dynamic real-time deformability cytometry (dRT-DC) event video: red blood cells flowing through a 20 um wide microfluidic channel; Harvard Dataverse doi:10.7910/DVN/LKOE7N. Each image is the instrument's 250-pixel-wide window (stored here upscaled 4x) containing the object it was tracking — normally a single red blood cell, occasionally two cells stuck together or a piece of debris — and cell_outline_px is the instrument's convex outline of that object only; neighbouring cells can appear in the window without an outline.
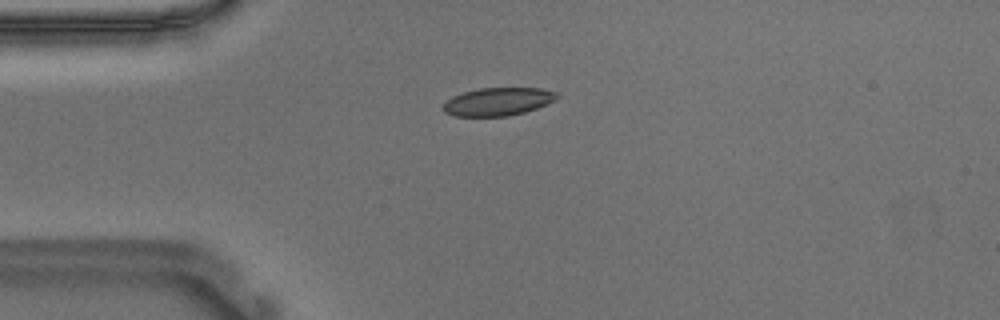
{"species": "Egyptian fruit bat (a non-hibernating species)", "species_latin": "Rousettus aegyptiacus", "temperature_condition": "warm", "stored_images_in_passage": 42, "camera_frame_rate_fps": 3000, "um_per_image_px": 0.085, "animal": {"sex": "male"}, "frame": {"image": 1, "passage_image": 1, "time_ms": 0.0, "image_size_px": [1000, 320], "cell_outline_px": [[560, 96], [556, 100], [536, 108], [524, 112], [508, 116], [456, 116], [444, 112], [440, 108], [452, 96], [464, 92], [480, 88], [540, 88], [556, 92]], "centroid_in_image_um": [42.32, 8.64], "position_along_channel_um": 42.7, "area_um2": 18.55}}
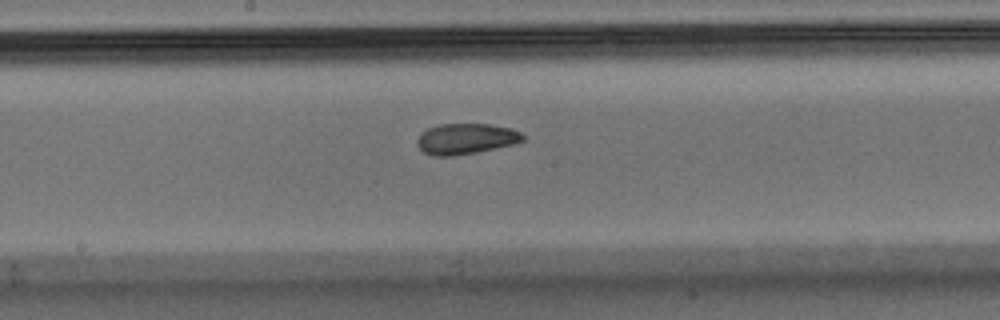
{"frame": {"image": 2, "passage_image": 16, "time_ms": 5.0, "image_size_px": [1000, 320], "cell_outline_px": [[528, 136], [524, 140], [512, 144], [476, 152], [452, 156], [436, 156], [424, 152], [416, 144], [416, 140], [420, 132], [428, 128], [440, 124], [488, 124], [508, 128], [520, 132]], "centroid_in_image_um": [39.57, 11.79], "position_along_channel_um": 208.6, "area_um2": 18.84}}
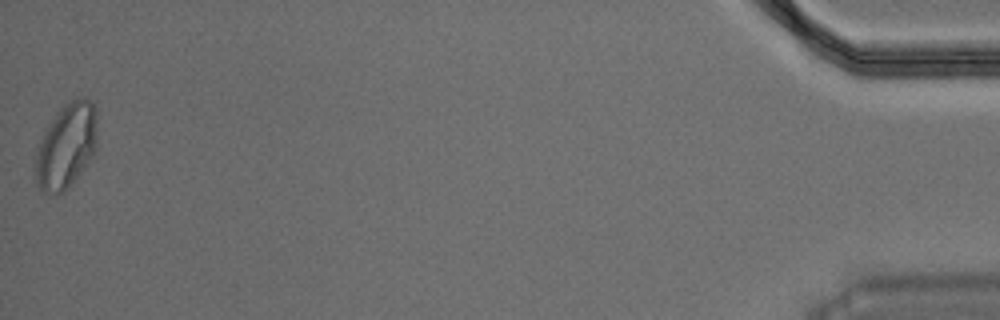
{"frame": {"image": 3, "passage_image": 42, "time_ms": 13.667, "image_size_px": [1000, 320], "cell_outline_px": [[96, 148], [80, 172], [68, 188], [64, 192], [44, 192], [36, 184], [32, 168], [36, 148], [44, 128], [56, 112], [68, 100], [84, 96], [92, 100], [96, 108]], "centroid_in_image_um": [5.58, 12.35], "position_along_channel_um": 429.6, "area_um2": 31.15}, "authors_computed_cell_mechanics": {"area_um2": 19.5653, "velocity_mm_per_s": 3.6781, "shape_relaxation_time_tau1_ms": 8.2839, "shape_relaxation_time_tau2_ms": 1.407, "deformation_change_tau1": 0.1885, "deformation_change_tau2": 0.056}}